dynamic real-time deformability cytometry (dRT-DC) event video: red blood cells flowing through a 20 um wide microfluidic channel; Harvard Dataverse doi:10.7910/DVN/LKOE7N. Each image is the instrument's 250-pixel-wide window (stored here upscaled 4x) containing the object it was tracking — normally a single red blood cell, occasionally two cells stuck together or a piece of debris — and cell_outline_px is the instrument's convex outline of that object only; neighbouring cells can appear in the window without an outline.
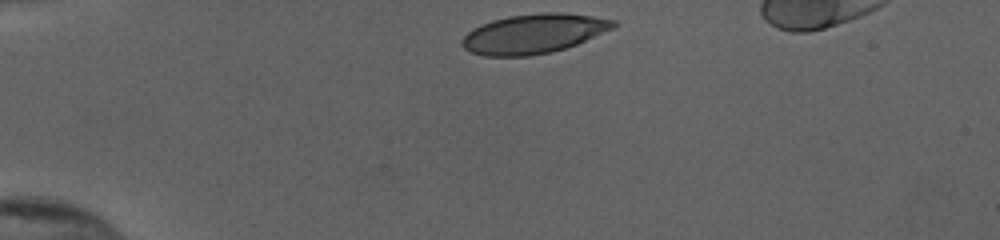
{"species": "human", "species_latin": "Homo sapiens", "temperature_condition": "cold", "stored_images_in_passage": 40, "camera_frame_rate_fps": 3000, "um_per_image_px": 0.085, "donor": {"sex": "female"}, "frame": {"image": 1, "passage_image": 1, "time_ms": 0.0, "image_size_px": [1000, 240], "cell_outline_px": [[620, 24], [612, 28], [576, 44], [552, 52], [528, 56], [484, 56], [472, 52], [464, 48], [460, 44], [460, 40], [472, 28], [480, 24], [492, 20], [508, 16], [540, 12], [560, 12], [592, 16], [616, 20]], "centroid_in_image_um": [45.33, 2.85], "position_along_channel_um": 39.7, "area_um2": 34.85}}
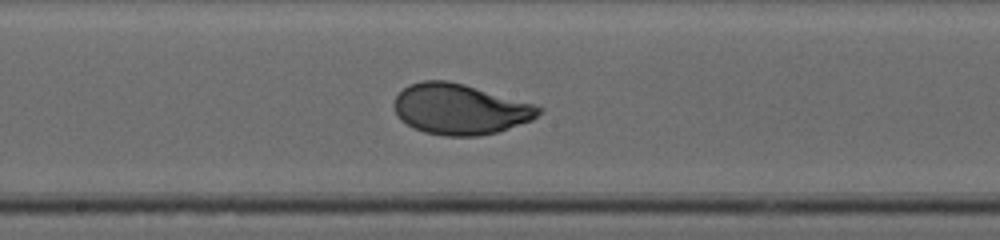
{"frame": {"image": 2, "passage_image": 17, "time_ms": 5.333, "image_size_px": [1000, 240], "cell_outline_px": [[544, 112], [532, 120], [496, 132], [476, 136], [444, 136], [424, 132], [400, 120], [396, 112], [396, 96], [408, 84], [424, 80], [448, 80], [464, 84], [532, 104], [544, 108]], "centroid_in_image_um": [39.11, 9.28], "position_along_channel_um": 209.1, "area_um2": 42.19}}
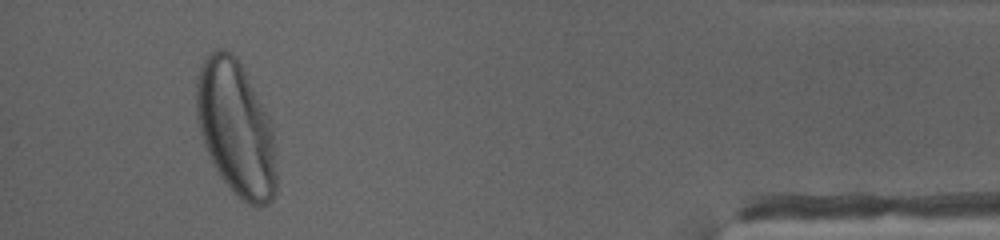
{"frame": {"image": 3, "passage_image": 37, "time_ms": 12.0, "image_size_px": [1000, 240], "cell_outline_px": [[276, 192], [272, 200], [268, 204], [260, 208], [248, 204], [240, 200], [232, 192], [220, 176], [212, 164], [204, 144], [196, 120], [196, 76], [204, 60], [216, 48], [224, 48], [232, 52], [236, 56], [268, 116], [272, 128], [276, 148]], "centroid_in_image_um": [20.05, 10.97], "position_along_channel_um": 415.1, "area_um2": 63.35}, "authors_computed_cell_mechanics": {"area_um2": 42.2807, "velocity_mm_per_s": 3.8646, "shape_relaxation_time_tau1_ms": 2.5024, "shape_relaxation_time_tau2_ms": null, "deformation_change_tau1": 0.1616, "deformation_change_tau2": null}}